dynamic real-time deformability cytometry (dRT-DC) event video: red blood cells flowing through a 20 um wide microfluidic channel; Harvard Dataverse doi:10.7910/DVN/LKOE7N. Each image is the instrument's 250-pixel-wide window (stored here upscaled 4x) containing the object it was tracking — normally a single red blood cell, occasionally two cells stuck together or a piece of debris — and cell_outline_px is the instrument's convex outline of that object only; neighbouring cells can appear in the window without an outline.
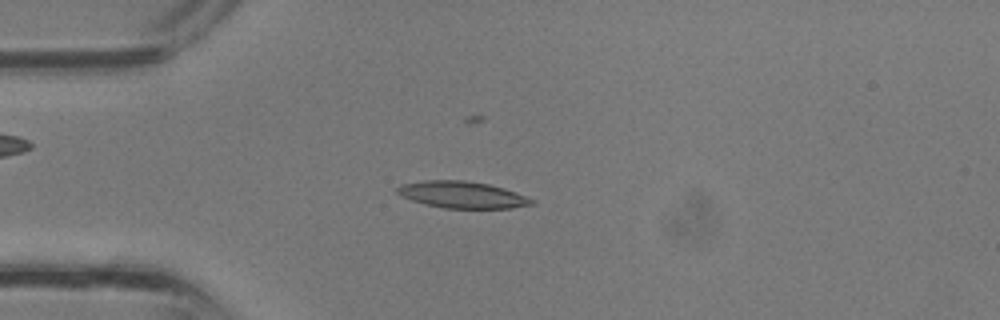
{"species": "common noctule bat (a hibernating species)", "species_latin": "Nyctalus noctula", "temperature_condition": "room temperature", "stored_images_in_passage": 36, "camera_frame_rate_fps": 3000, "um_per_image_px": 0.085, "animal": {"sex": "male", "body_mass_g": 13.3}, "frame": {"image": 1, "passage_image": 9, "time_ms": 2.667, "image_size_px": [1000, 320], "cell_outline_px": [[536, 204], [508, 208], [444, 208], [424, 204], [400, 196], [396, 192], [396, 188], [400, 184], [424, 180], [464, 180], [488, 184], [504, 188], [536, 200]], "centroid_in_image_um": [39.26, 16.55], "position_along_channel_um": 45.7, "area_um2": 21.04}}
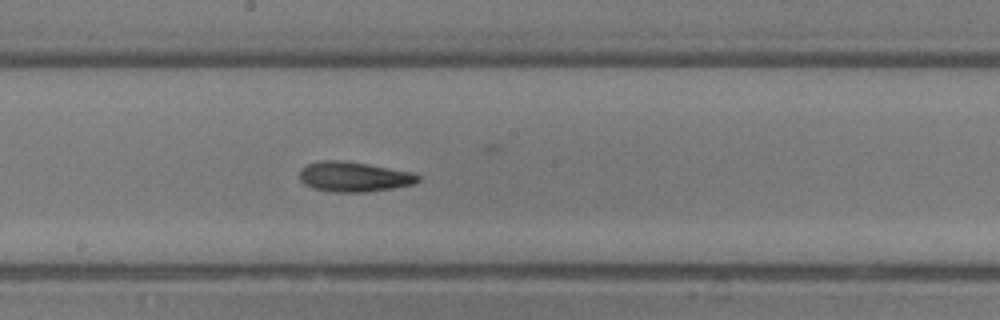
{"frame": {"image": 2, "passage_image": 19, "time_ms": 6.0, "image_size_px": [1000, 320], "cell_outline_px": [[420, 180], [412, 184], [392, 188], [368, 192], [332, 192], [312, 188], [304, 184], [300, 180], [300, 168], [308, 164], [320, 160], [336, 160], [368, 164], [408, 172], [420, 176]], "centroid_in_image_um": [30.02, 15.03], "position_along_channel_um": 218.2, "area_um2": 20.52}}
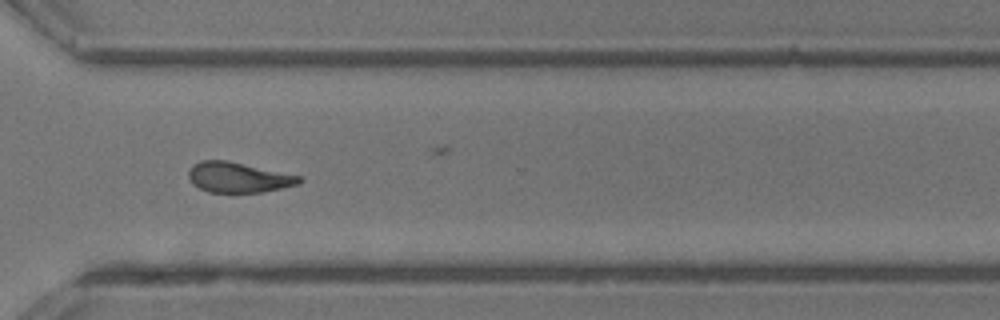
{"frame": {"image": 3, "passage_image": 26, "time_ms": 8.333, "image_size_px": [1000, 320], "cell_outline_px": [[304, 180], [300, 184], [264, 192], [208, 192], [192, 184], [188, 176], [188, 172], [192, 164], [200, 160], [228, 160], [304, 176]], "centroid_in_image_um": [20.3, 15.07], "position_along_channel_um": 350.3, "area_um2": 19.94}}